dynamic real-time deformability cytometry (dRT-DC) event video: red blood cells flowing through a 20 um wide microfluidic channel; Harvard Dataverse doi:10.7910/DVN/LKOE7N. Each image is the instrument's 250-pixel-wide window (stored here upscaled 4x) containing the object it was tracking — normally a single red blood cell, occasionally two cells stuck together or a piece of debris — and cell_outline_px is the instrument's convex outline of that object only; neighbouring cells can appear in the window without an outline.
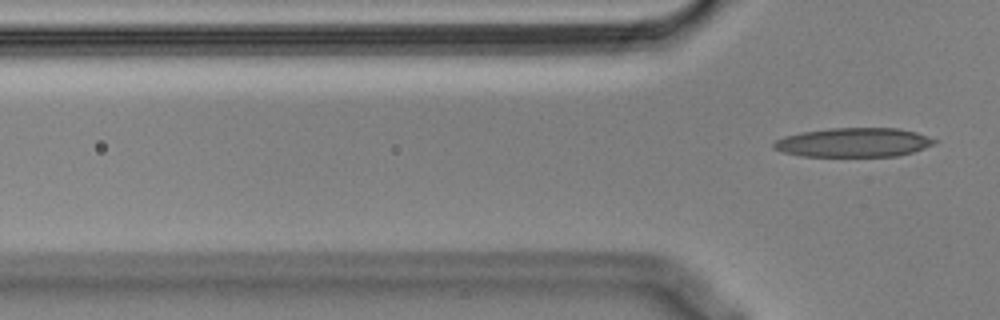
{"species": "Egyptian fruit bat (a non-hibernating species)", "species_latin": "Rousettus aegyptiacus", "temperature_condition": "cold", "stored_images_in_passage": 2, "camera_frame_rate_fps": 3000, "um_per_image_px": 0.085, "animal": {"sex": "male"}, "frame": {"image": 1, "passage_image": 2, "time_ms": 0.333, "image_size_px": [1000, 320], "cell_outline_px": [[940, 140], [936, 144], [912, 152], [896, 156], [800, 156], [784, 152], [772, 148], [772, 144], [776, 140], [784, 136], [800, 132], [828, 128], [900, 128], [916, 132]], "centroid_in_image_um": [72.58, 12.1], "position_along_channel_um": 53.2, "area_um2": 27.51}}